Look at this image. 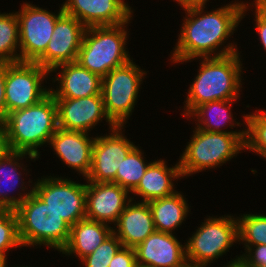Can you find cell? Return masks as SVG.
<instances>
[{"instance_id":"1","label":"cell","mask_w":266,"mask_h":267,"mask_svg":"<svg viewBox=\"0 0 266 267\" xmlns=\"http://www.w3.org/2000/svg\"><path fill=\"white\" fill-rule=\"evenodd\" d=\"M244 5L243 0H233L210 11H207L208 7L184 10L178 39L168 55L170 63L178 65L191 59L240 52L232 35L242 27Z\"/></svg>"},{"instance_id":"2","label":"cell","mask_w":266,"mask_h":267,"mask_svg":"<svg viewBox=\"0 0 266 267\" xmlns=\"http://www.w3.org/2000/svg\"><path fill=\"white\" fill-rule=\"evenodd\" d=\"M242 51L221 57L191 59L179 64L199 63L197 74L189 84L181 115L187 118L199 105L219 100H242L243 68ZM200 61V62H199Z\"/></svg>"},{"instance_id":"3","label":"cell","mask_w":266,"mask_h":267,"mask_svg":"<svg viewBox=\"0 0 266 267\" xmlns=\"http://www.w3.org/2000/svg\"><path fill=\"white\" fill-rule=\"evenodd\" d=\"M3 119L10 150L41 159L40 148L47 147L58 129L57 104L49 94L39 103L10 112Z\"/></svg>"},{"instance_id":"4","label":"cell","mask_w":266,"mask_h":267,"mask_svg":"<svg viewBox=\"0 0 266 267\" xmlns=\"http://www.w3.org/2000/svg\"><path fill=\"white\" fill-rule=\"evenodd\" d=\"M192 132L178 159L185 179L216 170L245 152L246 133L206 132L196 127Z\"/></svg>"},{"instance_id":"5","label":"cell","mask_w":266,"mask_h":267,"mask_svg":"<svg viewBox=\"0 0 266 267\" xmlns=\"http://www.w3.org/2000/svg\"><path fill=\"white\" fill-rule=\"evenodd\" d=\"M132 22L86 28L76 62L101 78L130 62L134 58L127 44Z\"/></svg>"},{"instance_id":"6","label":"cell","mask_w":266,"mask_h":267,"mask_svg":"<svg viewBox=\"0 0 266 267\" xmlns=\"http://www.w3.org/2000/svg\"><path fill=\"white\" fill-rule=\"evenodd\" d=\"M14 211L23 247L45 246L60 252L67 244L71 226L34 192Z\"/></svg>"},{"instance_id":"7","label":"cell","mask_w":266,"mask_h":267,"mask_svg":"<svg viewBox=\"0 0 266 267\" xmlns=\"http://www.w3.org/2000/svg\"><path fill=\"white\" fill-rule=\"evenodd\" d=\"M199 225L185 240L186 259L194 267H211L238 244L237 217L236 214L207 215Z\"/></svg>"},{"instance_id":"8","label":"cell","mask_w":266,"mask_h":267,"mask_svg":"<svg viewBox=\"0 0 266 267\" xmlns=\"http://www.w3.org/2000/svg\"><path fill=\"white\" fill-rule=\"evenodd\" d=\"M133 59L102 77L105 111L116 126H125L133 116L147 73Z\"/></svg>"},{"instance_id":"9","label":"cell","mask_w":266,"mask_h":267,"mask_svg":"<svg viewBox=\"0 0 266 267\" xmlns=\"http://www.w3.org/2000/svg\"><path fill=\"white\" fill-rule=\"evenodd\" d=\"M65 176L50 173L37 177L33 192L72 226L86 218V180L81 183Z\"/></svg>"},{"instance_id":"10","label":"cell","mask_w":266,"mask_h":267,"mask_svg":"<svg viewBox=\"0 0 266 267\" xmlns=\"http://www.w3.org/2000/svg\"><path fill=\"white\" fill-rule=\"evenodd\" d=\"M49 81L50 71L38 63L6 62V115L43 100L50 94V86L45 85Z\"/></svg>"},{"instance_id":"11","label":"cell","mask_w":266,"mask_h":267,"mask_svg":"<svg viewBox=\"0 0 266 267\" xmlns=\"http://www.w3.org/2000/svg\"><path fill=\"white\" fill-rule=\"evenodd\" d=\"M16 12L19 21L20 62H35L45 51L57 19L64 13L62 4L54 12L22 1Z\"/></svg>"},{"instance_id":"12","label":"cell","mask_w":266,"mask_h":267,"mask_svg":"<svg viewBox=\"0 0 266 267\" xmlns=\"http://www.w3.org/2000/svg\"><path fill=\"white\" fill-rule=\"evenodd\" d=\"M126 126H116L108 133H96L92 150L91 169L86 181L96 183H114L117 169L123 159L136 146L131 138L125 135ZM133 141V142H132Z\"/></svg>"},{"instance_id":"13","label":"cell","mask_w":266,"mask_h":267,"mask_svg":"<svg viewBox=\"0 0 266 267\" xmlns=\"http://www.w3.org/2000/svg\"><path fill=\"white\" fill-rule=\"evenodd\" d=\"M55 101L59 128L93 134L91 131L95 129L97 132L96 126H100L104 121L108 126L107 130L116 127L105 111L102 94Z\"/></svg>"},{"instance_id":"14","label":"cell","mask_w":266,"mask_h":267,"mask_svg":"<svg viewBox=\"0 0 266 267\" xmlns=\"http://www.w3.org/2000/svg\"><path fill=\"white\" fill-rule=\"evenodd\" d=\"M38 159L28 153L13 151L0 159V203L6 209L15 210L34 191L35 179L29 177L27 180L26 177L31 176L29 173L32 168H28L31 166L30 161Z\"/></svg>"},{"instance_id":"15","label":"cell","mask_w":266,"mask_h":267,"mask_svg":"<svg viewBox=\"0 0 266 267\" xmlns=\"http://www.w3.org/2000/svg\"><path fill=\"white\" fill-rule=\"evenodd\" d=\"M85 29L75 17L63 13L56 21L46 51L35 63L51 71L60 64L75 62Z\"/></svg>"},{"instance_id":"16","label":"cell","mask_w":266,"mask_h":267,"mask_svg":"<svg viewBox=\"0 0 266 267\" xmlns=\"http://www.w3.org/2000/svg\"><path fill=\"white\" fill-rule=\"evenodd\" d=\"M126 0H64V13L75 17L86 28L128 23L136 11Z\"/></svg>"},{"instance_id":"17","label":"cell","mask_w":266,"mask_h":267,"mask_svg":"<svg viewBox=\"0 0 266 267\" xmlns=\"http://www.w3.org/2000/svg\"><path fill=\"white\" fill-rule=\"evenodd\" d=\"M50 79V94L54 99H75L102 94V78L76 61L56 66L50 71Z\"/></svg>"},{"instance_id":"18","label":"cell","mask_w":266,"mask_h":267,"mask_svg":"<svg viewBox=\"0 0 266 267\" xmlns=\"http://www.w3.org/2000/svg\"><path fill=\"white\" fill-rule=\"evenodd\" d=\"M95 134L59 128L49 142V148L64 164L78 176L86 178L91 169Z\"/></svg>"},{"instance_id":"19","label":"cell","mask_w":266,"mask_h":267,"mask_svg":"<svg viewBox=\"0 0 266 267\" xmlns=\"http://www.w3.org/2000/svg\"><path fill=\"white\" fill-rule=\"evenodd\" d=\"M182 243L176 234L155 231L134 248L137 266L186 267L185 240Z\"/></svg>"},{"instance_id":"20","label":"cell","mask_w":266,"mask_h":267,"mask_svg":"<svg viewBox=\"0 0 266 267\" xmlns=\"http://www.w3.org/2000/svg\"><path fill=\"white\" fill-rule=\"evenodd\" d=\"M130 201V193L118 184L86 181L87 219L114 225Z\"/></svg>"},{"instance_id":"21","label":"cell","mask_w":266,"mask_h":267,"mask_svg":"<svg viewBox=\"0 0 266 267\" xmlns=\"http://www.w3.org/2000/svg\"><path fill=\"white\" fill-rule=\"evenodd\" d=\"M175 163L170 166L166 159L156 160L155 158L148 166L137 187L130 193L131 200L148 203L178 191L176 189L178 183L175 182L184 178L181 174L179 161L177 160Z\"/></svg>"},{"instance_id":"22","label":"cell","mask_w":266,"mask_h":267,"mask_svg":"<svg viewBox=\"0 0 266 267\" xmlns=\"http://www.w3.org/2000/svg\"><path fill=\"white\" fill-rule=\"evenodd\" d=\"M156 231L149 204L131 200L112 225L123 247L135 248Z\"/></svg>"},{"instance_id":"23","label":"cell","mask_w":266,"mask_h":267,"mask_svg":"<svg viewBox=\"0 0 266 267\" xmlns=\"http://www.w3.org/2000/svg\"><path fill=\"white\" fill-rule=\"evenodd\" d=\"M238 102L240 101L219 100L201 104L186 120H189V122L193 121L192 124H195L194 127L206 132L246 133L247 114L244 113L242 115V122L237 120V118H235L236 116L233 115L236 113L232 112L234 103L236 104ZM241 126H243V129ZM235 127L236 130H234ZM238 127L241 129L238 130ZM228 128H230V130Z\"/></svg>"},{"instance_id":"24","label":"cell","mask_w":266,"mask_h":267,"mask_svg":"<svg viewBox=\"0 0 266 267\" xmlns=\"http://www.w3.org/2000/svg\"><path fill=\"white\" fill-rule=\"evenodd\" d=\"M112 233L111 225L84 218L71 226L68 242L59 253L68 259L72 256L70 258L77 257V261H81Z\"/></svg>"},{"instance_id":"25","label":"cell","mask_w":266,"mask_h":267,"mask_svg":"<svg viewBox=\"0 0 266 267\" xmlns=\"http://www.w3.org/2000/svg\"><path fill=\"white\" fill-rule=\"evenodd\" d=\"M183 194L176 191L170 196L148 202L156 231L176 234L175 230L185 224L192 213L191 204Z\"/></svg>"},{"instance_id":"26","label":"cell","mask_w":266,"mask_h":267,"mask_svg":"<svg viewBox=\"0 0 266 267\" xmlns=\"http://www.w3.org/2000/svg\"><path fill=\"white\" fill-rule=\"evenodd\" d=\"M137 144L123 159L120 169H117L114 183L126 189L131 193L140 182L148 166L153 162L146 160L144 150Z\"/></svg>"},{"instance_id":"27","label":"cell","mask_w":266,"mask_h":267,"mask_svg":"<svg viewBox=\"0 0 266 267\" xmlns=\"http://www.w3.org/2000/svg\"><path fill=\"white\" fill-rule=\"evenodd\" d=\"M14 11L0 12V62H20L19 21Z\"/></svg>"},{"instance_id":"28","label":"cell","mask_w":266,"mask_h":267,"mask_svg":"<svg viewBox=\"0 0 266 267\" xmlns=\"http://www.w3.org/2000/svg\"><path fill=\"white\" fill-rule=\"evenodd\" d=\"M238 245H243L244 252L255 245H266V214L243 213L237 216Z\"/></svg>"},{"instance_id":"29","label":"cell","mask_w":266,"mask_h":267,"mask_svg":"<svg viewBox=\"0 0 266 267\" xmlns=\"http://www.w3.org/2000/svg\"><path fill=\"white\" fill-rule=\"evenodd\" d=\"M255 108L246 116L245 152H252L266 161V109Z\"/></svg>"},{"instance_id":"30","label":"cell","mask_w":266,"mask_h":267,"mask_svg":"<svg viewBox=\"0 0 266 267\" xmlns=\"http://www.w3.org/2000/svg\"><path fill=\"white\" fill-rule=\"evenodd\" d=\"M22 247L16 213L7 209L0 215V256H9V251Z\"/></svg>"},{"instance_id":"31","label":"cell","mask_w":266,"mask_h":267,"mask_svg":"<svg viewBox=\"0 0 266 267\" xmlns=\"http://www.w3.org/2000/svg\"><path fill=\"white\" fill-rule=\"evenodd\" d=\"M123 247L121 241L112 233L94 252L83 258L81 267H109L114 255Z\"/></svg>"},{"instance_id":"32","label":"cell","mask_w":266,"mask_h":267,"mask_svg":"<svg viewBox=\"0 0 266 267\" xmlns=\"http://www.w3.org/2000/svg\"><path fill=\"white\" fill-rule=\"evenodd\" d=\"M252 13L253 21V28L256 32L255 34L258 36L257 40L259 41L260 45L263 47L264 52L266 53V10L256 1V0H248L245 1V5L242 11V19L248 18L245 17L249 12Z\"/></svg>"},{"instance_id":"33","label":"cell","mask_w":266,"mask_h":267,"mask_svg":"<svg viewBox=\"0 0 266 267\" xmlns=\"http://www.w3.org/2000/svg\"><path fill=\"white\" fill-rule=\"evenodd\" d=\"M239 264L242 267L266 266V245L250 246L245 252L241 250Z\"/></svg>"},{"instance_id":"34","label":"cell","mask_w":266,"mask_h":267,"mask_svg":"<svg viewBox=\"0 0 266 267\" xmlns=\"http://www.w3.org/2000/svg\"><path fill=\"white\" fill-rule=\"evenodd\" d=\"M109 267H138L134 248L122 247L112 258Z\"/></svg>"},{"instance_id":"35","label":"cell","mask_w":266,"mask_h":267,"mask_svg":"<svg viewBox=\"0 0 266 267\" xmlns=\"http://www.w3.org/2000/svg\"><path fill=\"white\" fill-rule=\"evenodd\" d=\"M6 62H0V118L6 116Z\"/></svg>"},{"instance_id":"36","label":"cell","mask_w":266,"mask_h":267,"mask_svg":"<svg viewBox=\"0 0 266 267\" xmlns=\"http://www.w3.org/2000/svg\"><path fill=\"white\" fill-rule=\"evenodd\" d=\"M10 151L6 125L4 119L0 118V159L4 158Z\"/></svg>"},{"instance_id":"37","label":"cell","mask_w":266,"mask_h":267,"mask_svg":"<svg viewBox=\"0 0 266 267\" xmlns=\"http://www.w3.org/2000/svg\"><path fill=\"white\" fill-rule=\"evenodd\" d=\"M180 6L181 10H188L198 7H207L211 0H173ZM208 3V4H207Z\"/></svg>"},{"instance_id":"38","label":"cell","mask_w":266,"mask_h":267,"mask_svg":"<svg viewBox=\"0 0 266 267\" xmlns=\"http://www.w3.org/2000/svg\"><path fill=\"white\" fill-rule=\"evenodd\" d=\"M239 260H240V255H235V258L233 257V259L231 258L230 261L226 260L227 263L225 264H221V266L218 267H242L239 264ZM223 265V266H222Z\"/></svg>"},{"instance_id":"39","label":"cell","mask_w":266,"mask_h":267,"mask_svg":"<svg viewBox=\"0 0 266 267\" xmlns=\"http://www.w3.org/2000/svg\"><path fill=\"white\" fill-rule=\"evenodd\" d=\"M9 257L8 256H0V267H10L8 265H10V262L8 264V259Z\"/></svg>"},{"instance_id":"40","label":"cell","mask_w":266,"mask_h":267,"mask_svg":"<svg viewBox=\"0 0 266 267\" xmlns=\"http://www.w3.org/2000/svg\"><path fill=\"white\" fill-rule=\"evenodd\" d=\"M266 10V0H256Z\"/></svg>"},{"instance_id":"41","label":"cell","mask_w":266,"mask_h":267,"mask_svg":"<svg viewBox=\"0 0 266 267\" xmlns=\"http://www.w3.org/2000/svg\"><path fill=\"white\" fill-rule=\"evenodd\" d=\"M6 207H4L1 203H0V215L3 214L6 211Z\"/></svg>"},{"instance_id":"42","label":"cell","mask_w":266,"mask_h":267,"mask_svg":"<svg viewBox=\"0 0 266 267\" xmlns=\"http://www.w3.org/2000/svg\"><path fill=\"white\" fill-rule=\"evenodd\" d=\"M11 267H32V266H30V265H29V266H28V265L25 266V264H24V266H23V264H22V265H20V266H17V265H16V266H15V265L12 266V265H11ZM33 267H34V266H33ZM36 267H37V266H36Z\"/></svg>"}]
</instances>
